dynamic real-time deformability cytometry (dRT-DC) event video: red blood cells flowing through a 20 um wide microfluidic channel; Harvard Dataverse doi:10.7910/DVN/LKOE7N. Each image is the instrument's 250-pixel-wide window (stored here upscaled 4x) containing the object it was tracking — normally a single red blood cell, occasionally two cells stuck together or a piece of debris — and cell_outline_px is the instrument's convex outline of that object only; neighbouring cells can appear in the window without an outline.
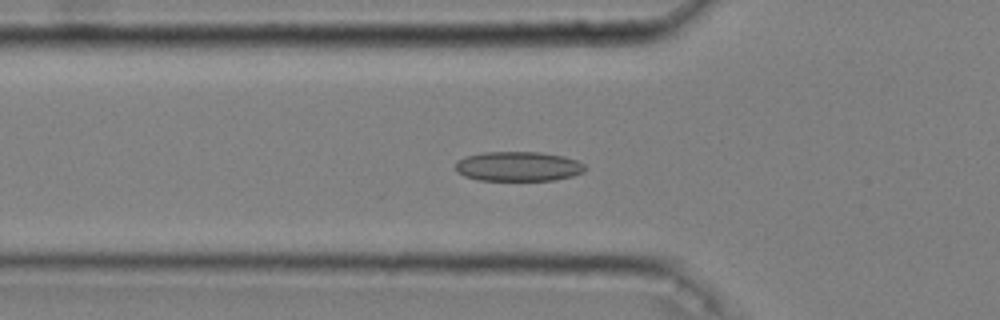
{"species": "common noctule bat (a hibernating species)", "species_latin": "Nyctalus noctula", "temperature_condition": "cold", "stored_images_in_passage": 52, "camera_frame_rate_fps": 3000, "um_per_image_px": 0.085, "animal": {"sex": "male", "body_mass_g": 20.4}, "frame": {"image": 1, "passage_image": 18, "time_ms": 5.667, "image_size_px": [1000, 320], "cell_outline_px": [[584, 172], [572, 176], [552, 180], [480, 180], [464, 176], [456, 172], [456, 160], [468, 156], [484, 152], [540, 152], [564, 156], [576, 160], [584, 164]], "centroid_in_image_um": [44.03, 14.14], "position_along_channel_um": 81.8, "area_um2": 22.31}}
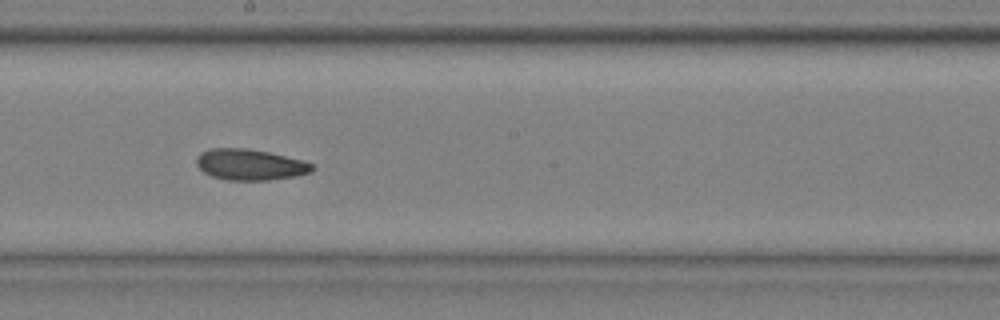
{"frame": {"image": 2, "passage_image": 30, "time_ms": 9.667, "image_size_px": [1000, 320], "cell_outline_px": [[316, 168], [312, 172], [292, 176], [268, 180], [228, 180], [212, 176], [204, 172], [196, 164], [196, 156], [200, 152], [212, 148], [248, 148], [268, 152], [304, 160], [312, 164]], "centroid_in_image_um": [21.25, 13.98], "position_along_channel_um": 227.0, "area_um2": 20.92}}
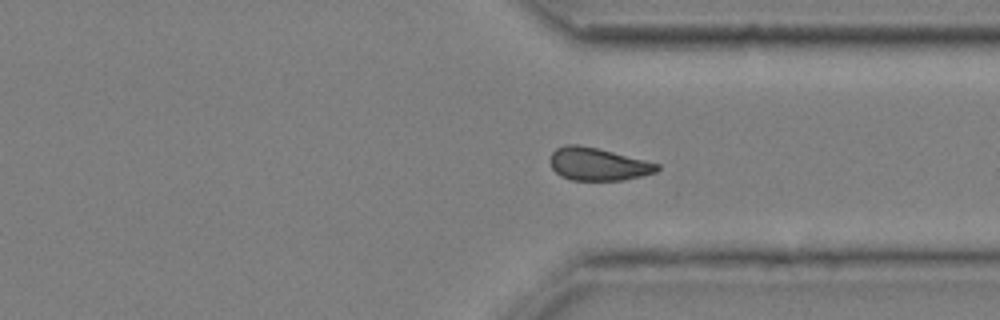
{"frame": {"image": 3, "passage_image": 41, "time_ms": 13.333, "image_size_px": [1000, 320], "cell_outline_px": [[660, 168], [656, 172], [640, 176], [620, 180], [572, 180], [560, 176], [552, 168], [548, 160], [552, 152], [556, 148], [564, 144], [576, 144], [596, 148], [660, 164]], "centroid_in_image_um": [50.77, 13.95], "position_along_channel_um": 360.6, "area_um2": 20.29}, "authors_computed_cell_mechanics": {"area_um2": 21.2126, "velocity_mm_per_s": 3.6309, "shape_relaxation_time_tau1_ms": null, "shape_relaxation_time_tau2_ms": 6.6033, "deformation_change_tau1": null, "deformation_change_tau2": 0.1204}}